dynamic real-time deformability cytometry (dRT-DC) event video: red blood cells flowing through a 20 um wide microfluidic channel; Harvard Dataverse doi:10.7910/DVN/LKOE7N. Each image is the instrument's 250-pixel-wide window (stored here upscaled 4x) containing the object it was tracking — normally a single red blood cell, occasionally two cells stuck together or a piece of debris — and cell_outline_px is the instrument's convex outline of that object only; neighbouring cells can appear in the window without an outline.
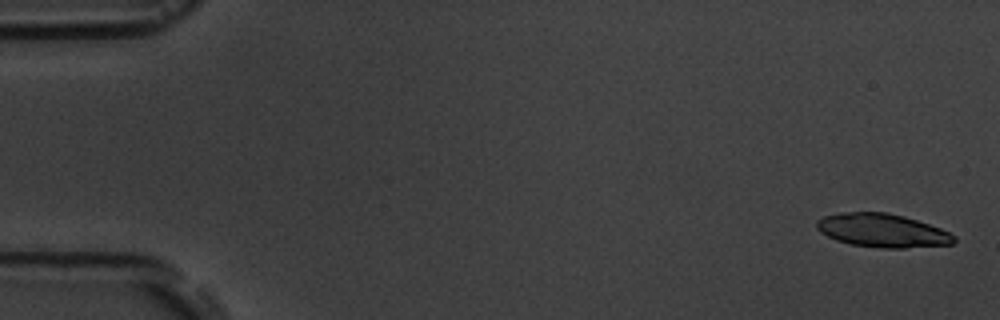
{"species": "common noctule bat (a hibernating species)", "species_latin": "Nyctalus noctula", "temperature_condition": "room temperature", "stored_images_in_passage": 5, "camera_frame_rate_fps": 3000, "um_per_image_px": 0.085, "animal": {"sex": "male", "body_mass_g": 19.5, "forearm_length_mm": 54.6}, "frame": {"image": 1, "passage_image": 1, "time_ms": 0.0, "image_size_px": [1000, 320], "cell_outline_px": [[956, 240], [952, 244], [904, 248], [880, 248], [852, 244], [836, 240], [820, 232], [816, 228], [816, 220], [824, 216], [840, 212], [888, 212], [904, 216], [940, 228], [956, 236]], "centroid_in_image_um": [74.98, 19.59], "position_along_channel_um": 10.0, "area_um2": 26.82}}